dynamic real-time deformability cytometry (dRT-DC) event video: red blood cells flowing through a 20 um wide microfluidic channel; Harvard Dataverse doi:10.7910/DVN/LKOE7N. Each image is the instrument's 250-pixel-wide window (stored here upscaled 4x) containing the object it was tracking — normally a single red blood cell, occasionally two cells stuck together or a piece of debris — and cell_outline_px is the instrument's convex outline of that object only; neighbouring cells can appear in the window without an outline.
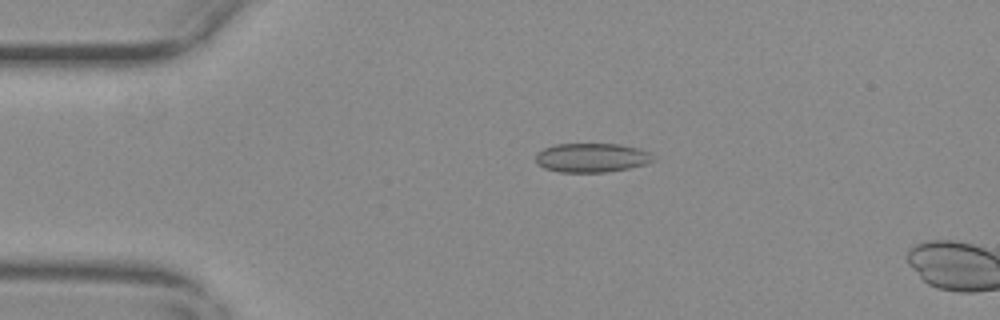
{"species": "common noctule bat (a hibernating species)", "species_latin": "Nyctalus noctula", "temperature_condition": "warm", "stored_images_in_passage": 14, "camera_frame_rate_fps": 3000, "um_per_image_px": 0.085, "animal": {"sex": "female", "body_mass_g": 29.2, "forearm_length_mm": 56.3}, "frame": {"image": 1, "passage_image": 12, "time_ms": 3.667, "image_size_px": [1000, 320], "cell_outline_px": [[656, 160], [648, 164], [628, 168], [604, 172], [560, 172], [544, 168], [536, 164], [536, 152], [552, 144], [620, 144], [640, 148], [652, 152]], "centroid_in_image_um": [50.33, 13.39], "position_along_channel_um": 34.7, "area_um2": 20.29}}